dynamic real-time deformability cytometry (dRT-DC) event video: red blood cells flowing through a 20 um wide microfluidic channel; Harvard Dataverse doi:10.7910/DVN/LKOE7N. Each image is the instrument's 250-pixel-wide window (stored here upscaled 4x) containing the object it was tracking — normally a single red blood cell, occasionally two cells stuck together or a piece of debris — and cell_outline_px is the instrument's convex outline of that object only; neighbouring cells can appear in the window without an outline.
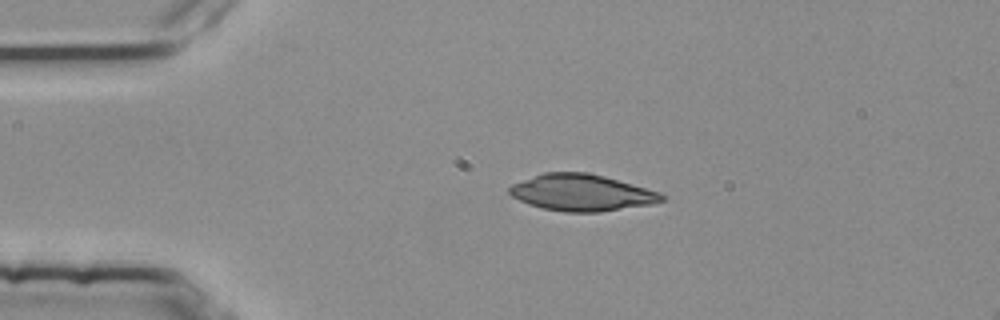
{"species": "common noctule bat (a hibernating species)", "species_latin": "Nyctalus noctula", "temperature_condition": "room temperature", "stored_images_in_passage": 3, "camera_frame_rate_fps": 3000, "um_per_image_px": 0.085, "animal": {"sex": "female", "body_mass_g": 25.1}, "frame": {"image": 1, "passage_image": 2, "time_ms": 0.333, "image_size_px": [1000, 320], "cell_outline_px": [[664, 200], [652, 204], [600, 212], [564, 212], [544, 208], [528, 204], [512, 196], [508, 192], [508, 188], [512, 184], [544, 172], [584, 172], [604, 176], [660, 192], [664, 196]], "centroid_in_image_um": [49.43, 16.38], "position_along_channel_um": 35.6, "area_um2": 32.25}}